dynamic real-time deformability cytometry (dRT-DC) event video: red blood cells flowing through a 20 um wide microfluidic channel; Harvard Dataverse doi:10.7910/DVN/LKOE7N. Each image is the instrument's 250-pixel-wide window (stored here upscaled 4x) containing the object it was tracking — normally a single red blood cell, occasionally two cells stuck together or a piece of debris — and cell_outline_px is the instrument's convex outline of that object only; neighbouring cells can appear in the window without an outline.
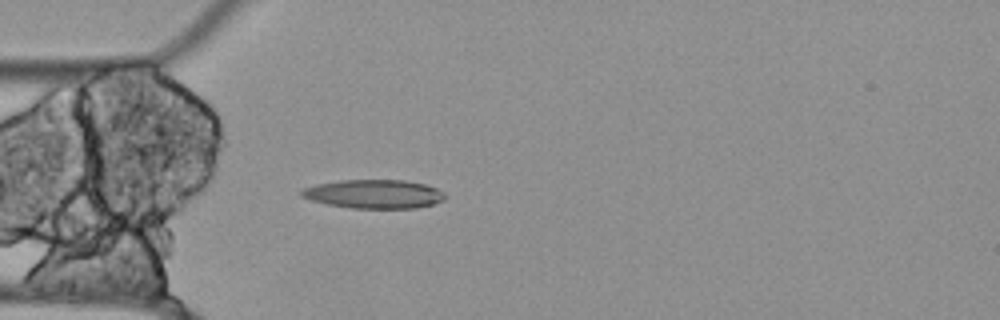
{"species": "Egyptian fruit bat (a non-hibernating species)", "species_latin": "Rousettus aegyptiacus", "temperature_condition": "cold", "stored_images_in_passage": 20, "camera_frame_rate_fps": 3000, "um_per_image_px": 0.085, "animal": {"sex": "female"}, "frame": {"image": 1, "passage_image": 16, "time_ms": 5.0, "image_size_px": [1000, 320], "cell_outline_px": [[448, 196], [444, 200], [432, 204], [416, 208], [352, 208], [328, 204], [312, 200], [300, 196], [300, 192], [304, 188], [316, 184], [340, 180], [404, 180], [424, 184], [436, 188], [444, 192]], "centroid_in_image_um": [31.81, 16.49], "position_along_channel_um": 53.2, "area_um2": 24.04}}
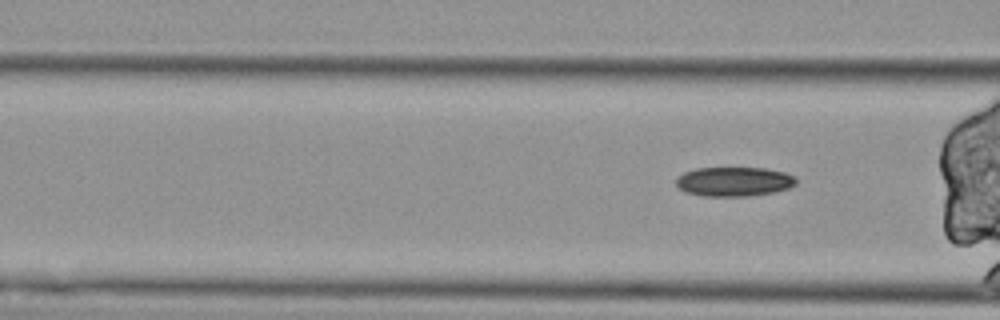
{"frame": {"image": 2, "passage_image": 20, "time_ms": 6.333, "image_size_px": [1000, 320], "cell_outline_px": [[796, 184], [788, 188], [772, 192], [748, 196], [704, 196], [684, 192], [676, 184], [676, 176], [684, 172], [696, 168], [764, 168], [784, 172], [796, 176]], "centroid_in_image_um": [62.37, 15.43], "position_along_channel_um": 104.2, "area_um2": 20.58}}